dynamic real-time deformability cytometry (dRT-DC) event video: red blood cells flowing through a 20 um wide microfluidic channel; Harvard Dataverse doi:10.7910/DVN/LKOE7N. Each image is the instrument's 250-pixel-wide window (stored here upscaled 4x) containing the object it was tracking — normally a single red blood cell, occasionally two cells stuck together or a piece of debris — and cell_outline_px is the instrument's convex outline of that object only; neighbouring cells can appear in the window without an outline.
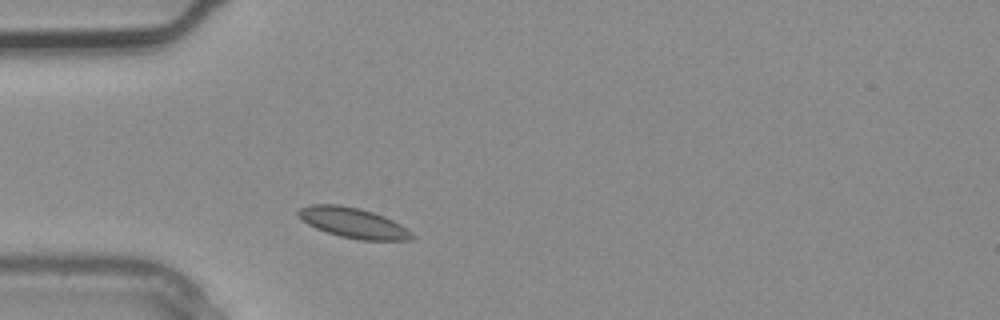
{"species": "common noctule bat (a hibernating species)", "species_latin": "Nyctalus noctula", "temperature_condition": "warm", "stored_images_in_passage": 1, "camera_frame_rate_fps": 3000, "um_per_image_px": 0.085, "animal": {"sex": "male", "body_mass_g": 20.4}, "frame": {"image": 1, "passage_image": 1, "time_ms": 0.0, "image_size_px": [1000, 320], "cell_outline_px": [[416, 236], [412, 240], [360, 240], [340, 236], [316, 228], [308, 224], [296, 216], [296, 212], [300, 208], [312, 204], [340, 204], [360, 208], [384, 216], [400, 224], [412, 232]], "centroid_in_image_um": [30.02, 18.93], "position_along_channel_um": 55.0, "area_um2": 20.11}}